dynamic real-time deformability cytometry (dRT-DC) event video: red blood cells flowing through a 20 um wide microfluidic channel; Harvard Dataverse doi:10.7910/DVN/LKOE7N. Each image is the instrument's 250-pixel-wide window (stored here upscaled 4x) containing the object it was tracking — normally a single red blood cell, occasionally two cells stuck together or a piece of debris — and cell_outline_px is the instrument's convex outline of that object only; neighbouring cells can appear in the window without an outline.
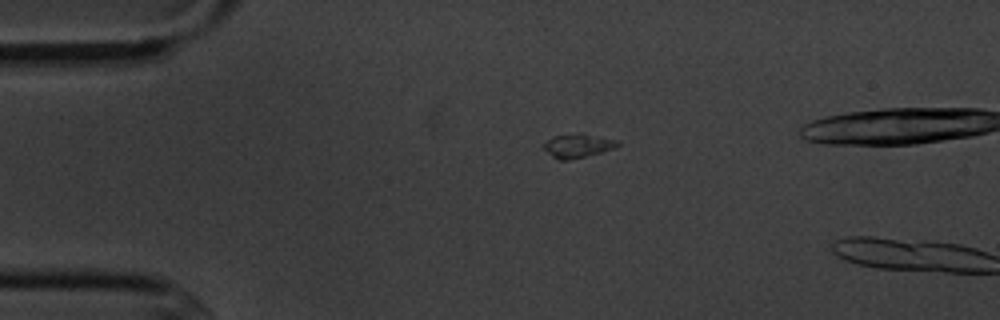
{"species": "common noctule bat (a hibernating species)", "species_latin": "Nyctalus noctula", "temperature_condition": "cold", "stored_images_in_passage": 4, "camera_frame_rate_fps": 3000, "um_per_image_px": 0.085, "animal": {"sex": "male", "body_mass_g": 20.1, "forearm_length_mm": 53.5}, "frame": {"image": 1, "passage_image": 3, "time_ms": 3.0, "image_size_px": [1000, 320], "cell_outline_px": [[620, 144], [612, 148], [600, 152], [568, 160], [560, 160], [552, 156], [544, 148], [544, 144], [552, 136], [576, 132], [580, 132], [616, 140]], "centroid_in_image_um": [49.08, 12.35], "position_along_channel_um": 35.9, "area_um2": 10.06}}